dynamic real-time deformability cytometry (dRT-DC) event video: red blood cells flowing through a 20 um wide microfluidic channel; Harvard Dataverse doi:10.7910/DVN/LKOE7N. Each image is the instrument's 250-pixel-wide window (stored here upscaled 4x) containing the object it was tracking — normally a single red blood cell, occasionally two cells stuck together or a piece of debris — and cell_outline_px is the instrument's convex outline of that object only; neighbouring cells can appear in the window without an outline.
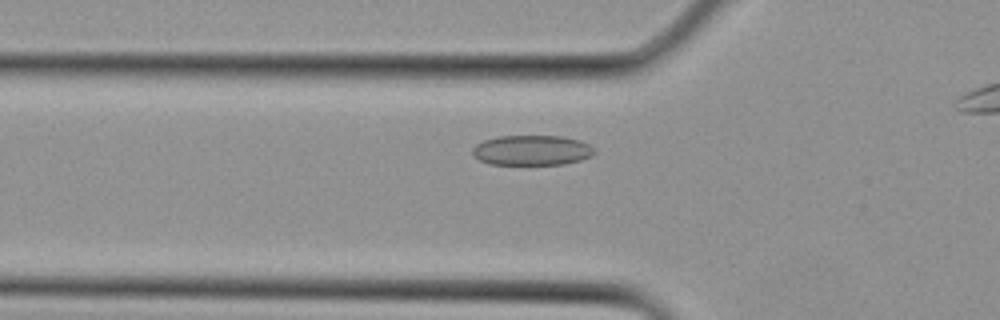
{"species": "Egyptian fruit bat (a non-hibernating species)", "species_latin": "Rousettus aegyptiacus", "temperature_condition": "cold", "stored_images_in_passage": 25, "camera_frame_rate_fps": 3000, "um_per_image_px": 0.085, "animal": {"sex": "female"}, "frame": {"image": 1, "passage_image": 8, "time_ms": 2.333, "image_size_px": [1000, 320], "cell_outline_px": [[596, 152], [592, 156], [580, 160], [564, 164], [488, 164], [480, 160], [472, 152], [472, 148], [476, 144], [484, 140], [496, 136], [560, 136], [580, 140], [596, 148]], "centroid_in_image_um": [45.23, 12.77], "position_along_channel_um": 80.6, "area_um2": 21.44}}
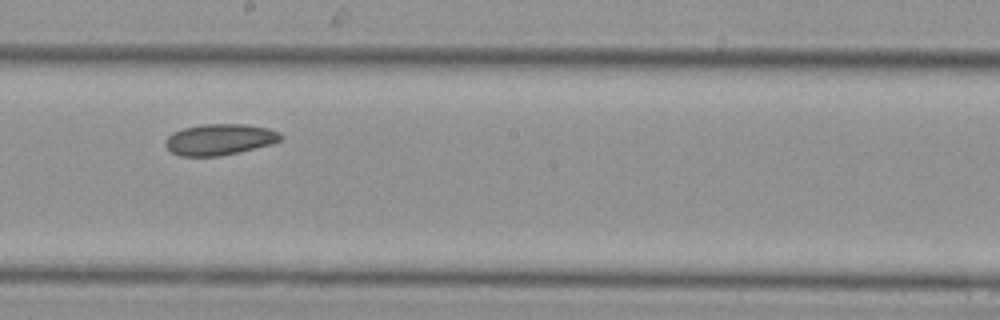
{"frame": {"image": 2, "passage_image": 15, "time_ms": 4.667, "image_size_px": [1000, 320], "cell_outline_px": [[284, 136], [280, 140], [272, 144], [240, 152], [220, 156], [180, 156], [172, 152], [164, 144], [168, 136], [172, 132], [184, 128], [204, 124], [244, 124], [268, 128], [280, 132]], "centroid_in_image_um": [18.69, 11.86], "position_along_channel_um": 229.5, "area_um2": 20.98}}
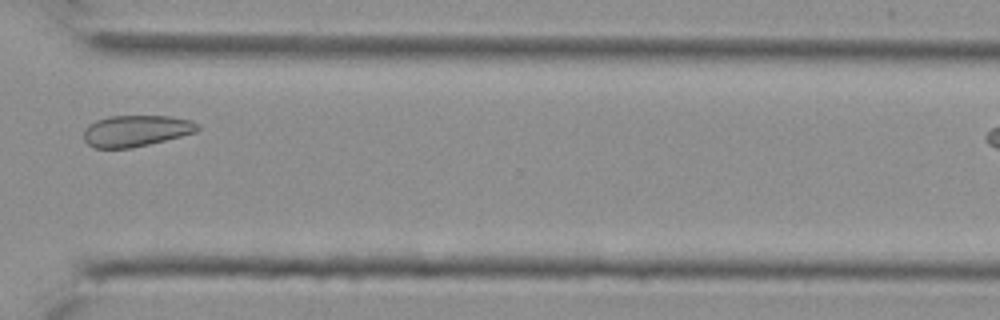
{"frame": {"image": 3, "passage_image": 21, "time_ms": 6.667, "image_size_px": [1000, 320], "cell_outline_px": [[200, 128], [196, 132], [132, 148], [92, 148], [84, 140], [84, 128], [88, 124], [96, 120], [108, 116], [172, 116], [192, 120], [200, 124]], "centroid_in_image_um": [11.55, 11.11], "position_along_channel_um": 359.0, "area_um2": 20.92}}